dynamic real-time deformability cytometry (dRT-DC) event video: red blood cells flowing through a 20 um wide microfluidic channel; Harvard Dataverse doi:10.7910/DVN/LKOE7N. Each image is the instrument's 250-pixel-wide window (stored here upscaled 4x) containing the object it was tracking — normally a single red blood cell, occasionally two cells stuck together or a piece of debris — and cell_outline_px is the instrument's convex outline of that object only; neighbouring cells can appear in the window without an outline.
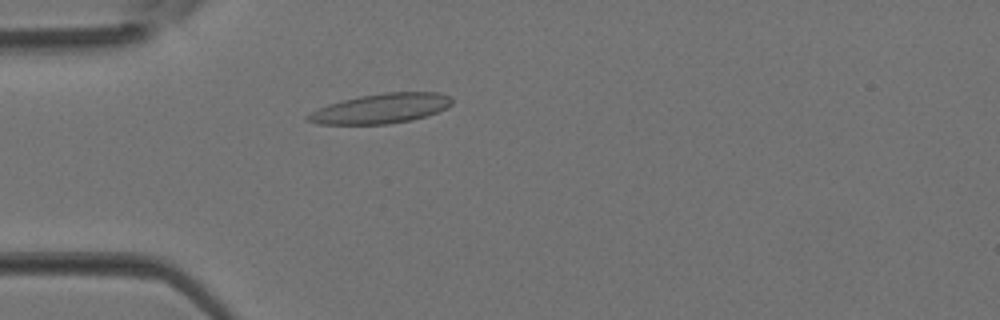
{"species": "Egyptian fruit bat (a non-hibernating species)", "species_latin": "Rousettus aegyptiacus", "temperature_condition": "room temperature", "stored_images_in_passage": 3, "camera_frame_rate_fps": 3000, "um_per_image_px": 0.085, "animal": {"sex": "female"}, "frame": {"image": 1, "passage_image": 3, "time_ms": 0.667, "image_size_px": [1000, 320], "cell_outline_px": [[452, 104], [436, 112], [412, 120], [388, 124], [316, 124], [304, 120], [304, 116], [328, 104], [360, 96], [384, 92], [436, 92], [448, 96], [452, 100]], "centroid_in_image_um": [32.33, 9.23], "position_along_channel_um": 52.7, "area_um2": 24.8}}